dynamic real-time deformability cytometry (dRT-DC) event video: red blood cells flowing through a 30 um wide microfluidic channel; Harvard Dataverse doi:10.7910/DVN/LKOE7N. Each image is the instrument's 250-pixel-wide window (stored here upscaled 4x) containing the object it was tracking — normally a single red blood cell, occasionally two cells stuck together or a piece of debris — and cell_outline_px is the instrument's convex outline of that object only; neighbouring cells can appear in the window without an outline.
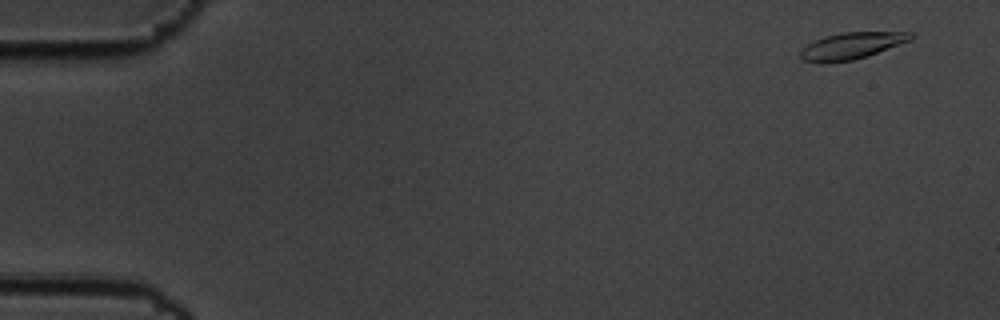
{"species": "common noctule bat (a hibernating species)", "species_latin": "Nyctalus noctula", "temperature_condition": "cold", "stored_images_in_passage": 56, "camera_frame_rate_fps": 3000, "um_per_image_px": 0.085, "animal": {"sex": "male", "body_mass_g": 19.5, "forearm_length_mm": 54.6}, "frame": {"image": 1, "passage_image": 1, "time_ms": 0.0, "image_size_px": [1000, 320], "cell_outline_px": [[916, 36], [912, 40], [852, 60], [820, 64], [800, 60], [800, 52], [808, 44], [824, 36], [840, 32], [916, 32]], "centroid_in_image_um": [72.38, 3.89], "position_along_channel_um": 12.6, "area_um2": 17.17}}
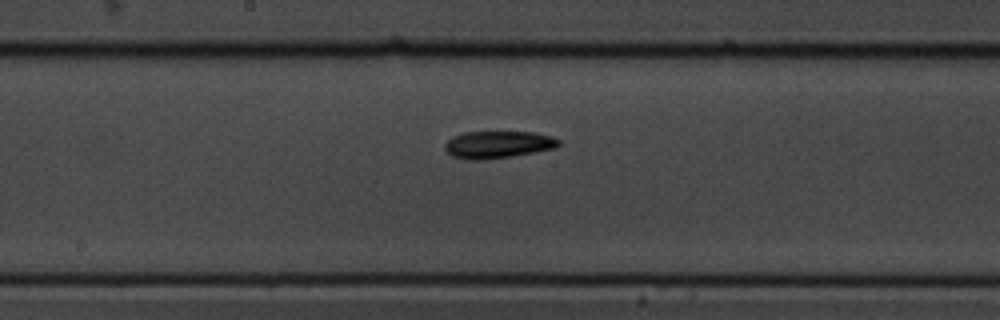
{"frame": {"image": 2, "passage_image": 29, "time_ms": 9.333, "image_size_px": [1000, 320], "cell_outline_px": [[560, 144], [556, 148], [512, 156], [480, 160], [468, 160], [452, 156], [444, 148], [444, 144], [452, 136], [464, 132], [532, 132], [552, 136], [560, 140]], "centroid_in_image_um": [42.31, 12.29], "position_along_channel_um": 205.9, "area_um2": 18.09}}
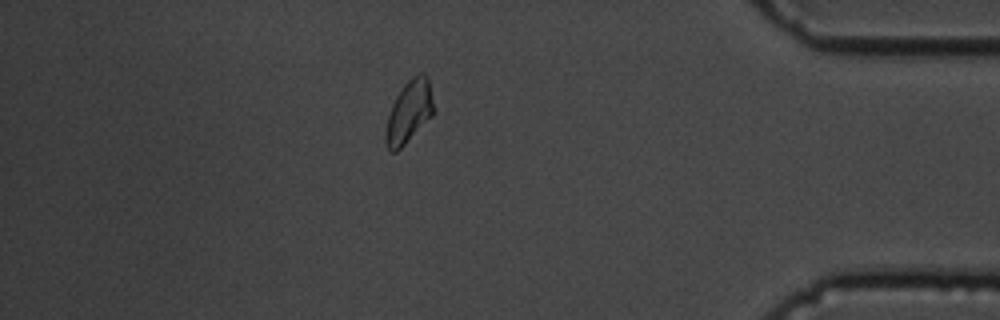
{"frame": {"image": 3, "passage_image": 49, "time_ms": 16.0, "image_size_px": [1000, 320], "cell_outline_px": [[432, 116], [396, 152], [392, 152], [388, 148], [384, 140], [384, 132], [388, 116], [392, 104], [396, 96], [404, 84], [412, 76], [420, 72], [424, 72], [428, 76], [432, 100]], "centroid_in_image_um": [34.74, 9.48], "position_along_channel_um": 400.5, "area_um2": 17.22}, "authors_computed_cell_mechanics": {"area_um2": 17.3978, "velocity_mm_per_s": 3.4399, "shape_relaxation_time_tau1_ms": 3.4176, "shape_relaxation_time_tau2_ms": null, "deformation_change_tau1": 0.1491, "deformation_change_tau2": null}}